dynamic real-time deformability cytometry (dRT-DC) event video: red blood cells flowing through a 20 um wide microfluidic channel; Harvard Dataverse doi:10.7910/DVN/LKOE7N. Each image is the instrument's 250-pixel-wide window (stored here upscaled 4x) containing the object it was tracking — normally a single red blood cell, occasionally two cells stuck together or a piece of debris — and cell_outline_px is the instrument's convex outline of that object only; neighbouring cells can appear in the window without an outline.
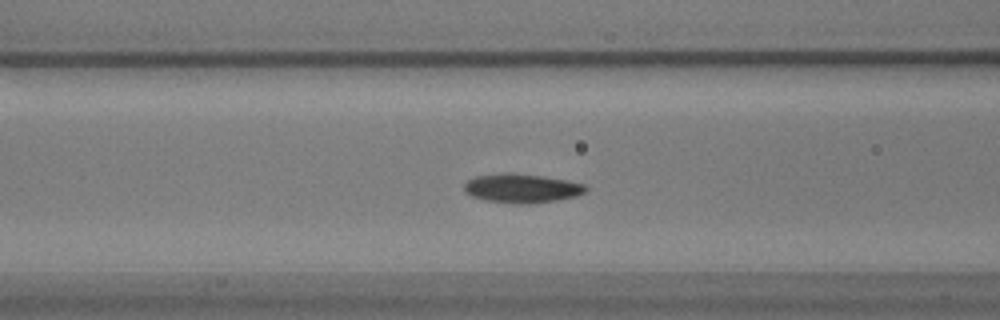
{"species": "common noctule bat (a hibernating species)", "species_latin": "Nyctalus noctula", "temperature_condition": "warm", "stored_images_in_passage": 48, "camera_frame_rate_fps": 3000, "um_per_image_px": 0.085, "animal": {"sex": "male", "body_mass_g": 17.9}, "frame": {"image": 1, "passage_image": 12, "time_ms": 3.667, "image_size_px": [1000, 320], "cell_outline_px": [[588, 188], [584, 192], [576, 196], [556, 200], [528, 204], [516, 204], [484, 200], [472, 196], [464, 192], [464, 184], [468, 180], [476, 176], [504, 172], [540, 176], [568, 180], [584, 184]], "centroid_in_image_um": [44.32, 16.01], "position_along_channel_um": 122.3, "area_um2": 20.52}}
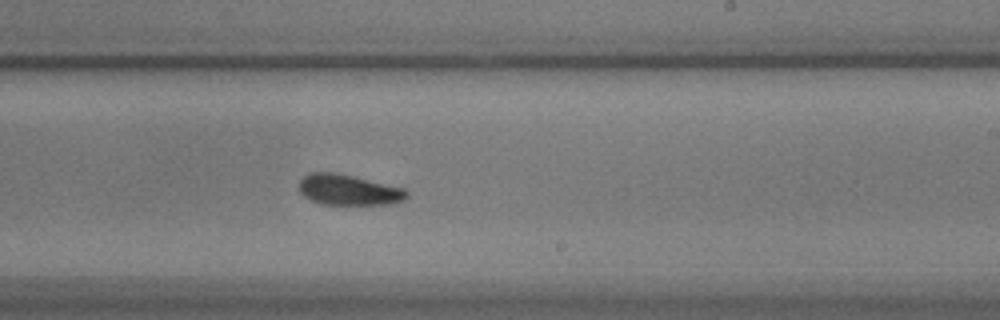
{"frame": {"image": 2, "passage_image": 24, "time_ms": 7.667, "image_size_px": [1000, 320], "cell_outline_px": [[408, 196], [404, 200], [392, 204], [320, 204], [304, 196], [300, 192], [300, 180], [308, 172], [336, 172], [404, 188], [408, 192]], "centroid_in_image_um": [29.63, 16.13], "position_along_channel_um": 259.4, "area_um2": 19.19}}
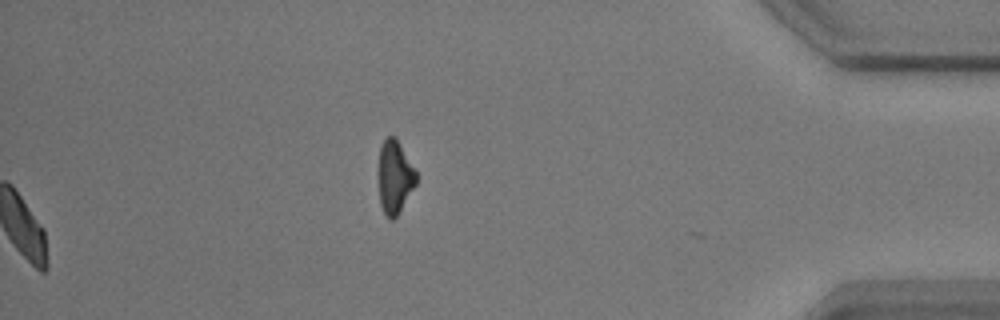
{"frame": {"image": 3, "passage_image": 48, "time_ms": 15.667, "image_size_px": [1000, 320], "cell_outline_px": [[416, 184], [400, 212], [392, 220], [388, 220], [380, 204], [380, 148], [384, 140], [388, 136], [396, 136], [416, 172]], "centroid_in_image_um": [33.57, 15.07], "position_along_channel_um": 401.6, "area_um2": 15.72}, "authors_computed_cell_mechanics": {"area_um2": 19.7098, "velocity_mm_per_s": 3.4356, "shape_relaxation_time_tau1_ms": 2.1146, "shape_relaxation_time_tau2_ms": 3.9143, "deformation_change_tau1": 0.1162, "deformation_change_tau2": 0.1021}}